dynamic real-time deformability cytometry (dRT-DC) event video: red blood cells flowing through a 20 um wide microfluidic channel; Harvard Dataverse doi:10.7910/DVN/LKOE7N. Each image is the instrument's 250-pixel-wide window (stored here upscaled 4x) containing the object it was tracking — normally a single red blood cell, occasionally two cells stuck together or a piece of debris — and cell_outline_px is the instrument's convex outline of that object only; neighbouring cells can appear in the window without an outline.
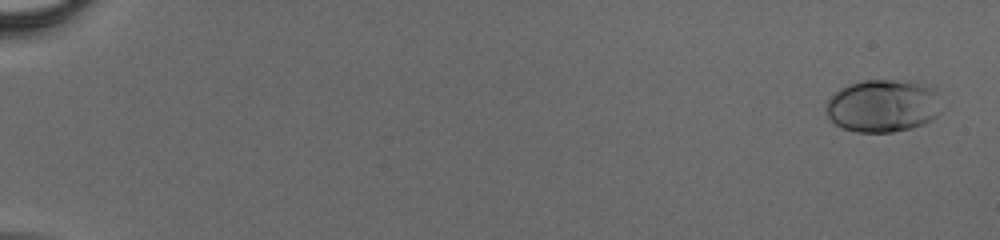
{"species": "human", "species_latin": "Homo sapiens", "temperature_condition": "cold", "stored_images_in_passage": 58, "camera_frame_rate_fps": 3000, "um_per_image_px": 0.085, "donor": {"sex": "male"}, "frame": {"image": 1, "passage_image": 3, "time_ms": 0.667, "image_size_px": [1000, 240], "cell_outline_px": [[940, 112], [932, 120], [924, 124], [912, 128], [892, 132], [856, 132], [844, 128], [836, 124], [824, 112], [824, 104], [840, 88], [848, 84], [864, 80], [912, 80], [936, 88]], "centroid_in_image_um": [75.05, 8.98], "position_along_channel_um": 10.0, "area_um2": 35.84}}
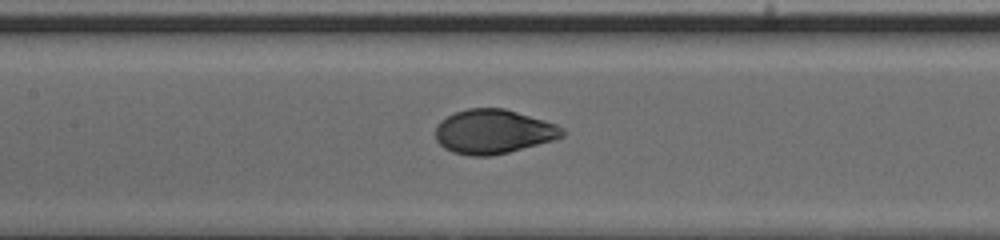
{"frame": {"image": 2, "passage_image": 31, "time_ms": 10.0, "image_size_px": [1000, 240], "cell_outline_px": [[568, 132], [564, 136], [552, 140], [508, 152], [488, 156], [472, 156], [452, 152], [444, 148], [436, 140], [436, 128], [440, 120], [456, 112], [468, 108], [504, 108], [544, 120], [556, 124], [564, 128]], "centroid_in_image_um": [41.95, 11.18], "position_along_channel_um": 165.5, "area_um2": 32.6}}
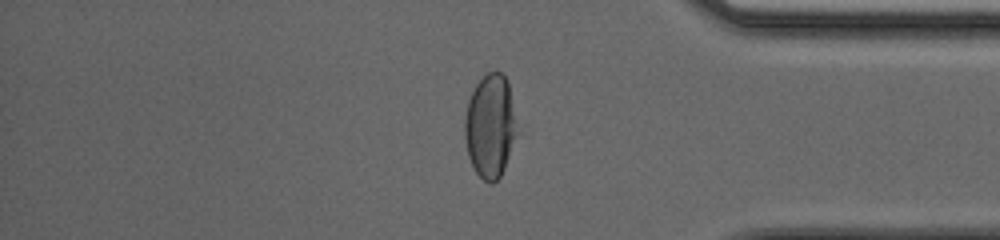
{"frame": {"image": 3, "passage_image": 50, "time_ms": 16.333, "image_size_px": [1000, 240], "cell_outline_px": [[516, 132], [504, 168], [500, 176], [492, 184], [488, 184], [476, 172], [468, 156], [464, 136], [464, 116], [468, 100], [476, 84], [488, 72], [500, 72], [508, 80]], "centroid_in_image_um": [41.62, 10.72], "position_along_channel_um": 393.6, "area_um2": 30.87}}